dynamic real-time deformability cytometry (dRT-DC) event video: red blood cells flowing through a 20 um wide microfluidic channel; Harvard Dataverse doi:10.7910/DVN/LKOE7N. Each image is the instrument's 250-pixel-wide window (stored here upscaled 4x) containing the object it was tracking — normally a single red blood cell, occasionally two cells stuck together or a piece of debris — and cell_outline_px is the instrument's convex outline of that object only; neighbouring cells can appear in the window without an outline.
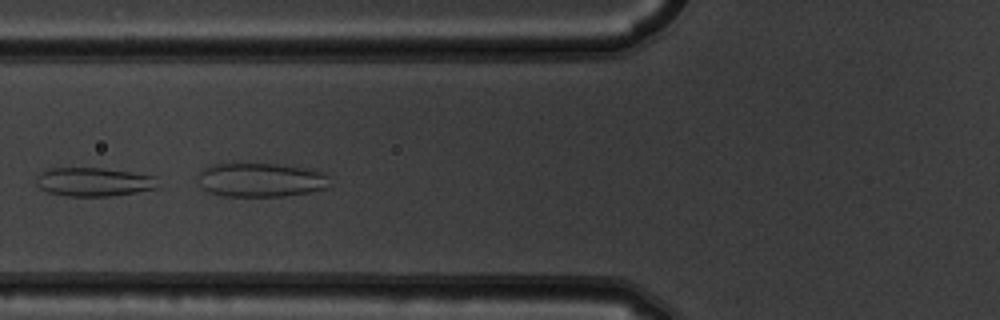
{"species": "common noctule bat (a hibernating species)", "species_latin": "Nyctalus noctula", "temperature_condition": "warm", "stored_images_in_passage": 9, "camera_frame_rate_fps": 3000, "um_per_image_px": 0.085, "animal": {"sex": "male", "body_mass_g": 19.5, "forearm_length_mm": 54.6}, "frame": {"image": 1, "passage_image": 6, "time_ms": 1.667, "image_size_px": [1000, 320], "cell_outline_px": [[160, 188], [112, 196], [68, 196], [48, 192], [40, 188], [36, 184], [36, 176], [40, 172], [52, 168], [100, 168], [156, 176]], "centroid_in_image_um": [7.98, 15.47], "position_along_channel_um": 117.8, "area_um2": 20.4}}